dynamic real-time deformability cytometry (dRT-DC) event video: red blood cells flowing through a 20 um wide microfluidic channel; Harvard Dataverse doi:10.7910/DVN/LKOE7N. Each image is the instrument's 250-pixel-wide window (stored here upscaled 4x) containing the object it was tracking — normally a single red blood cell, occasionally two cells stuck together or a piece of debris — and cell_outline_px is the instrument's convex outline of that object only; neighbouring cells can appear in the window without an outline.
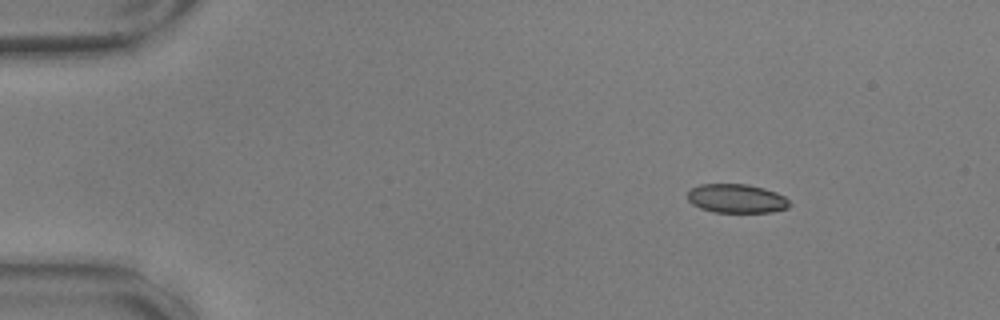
{"species": "common noctule bat (a hibernating species)", "species_latin": "Nyctalus noctula", "temperature_condition": "warm", "stored_images_in_passage": 52, "camera_frame_rate_fps": 3000, "um_per_image_px": 0.085, "animal": {"sex": "male", "body_mass_g": 17.9, "forearm_length_mm": 54.2}, "frame": {"image": 1, "passage_image": 3, "time_ms": 0.667, "image_size_px": [1000, 320], "cell_outline_px": [[792, 204], [788, 208], [772, 212], [712, 212], [700, 208], [692, 204], [688, 200], [688, 192], [692, 188], [700, 184], [748, 184], [764, 188], [776, 192], [784, 196]], "centroid_in_image_um": [62.62, 16.87], "position_along_channel_um": 22.4, "area_um2": 17.28}}
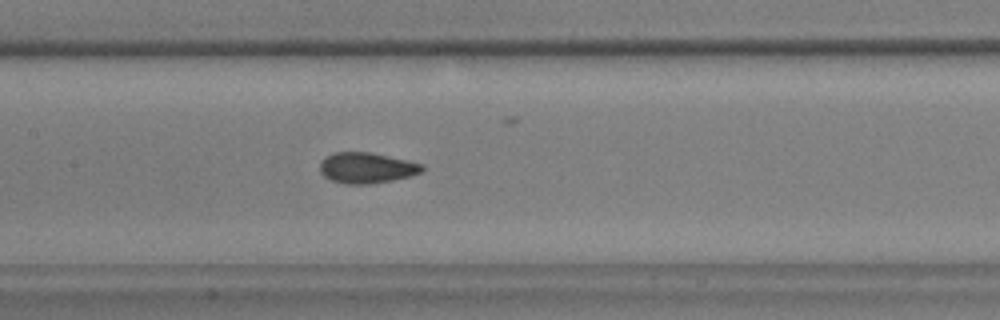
{"frame": {"image": 2, "passage_image": 23, "time_ms": 7.333, "image_size_px": [1000, 320], "cell_outline_px": [[424, 172], [392, 180], [368, 184], [344, 184], [332, 180], [324, 176], [320, 172], [320, 160], [324, 156], [332, 152], [372, 152], [408, 160], [424, 164]], "centroid_in_image_um": [31.15, 14.25], "position_along_channel_um": 176.2, "area_um2": 18.55}}
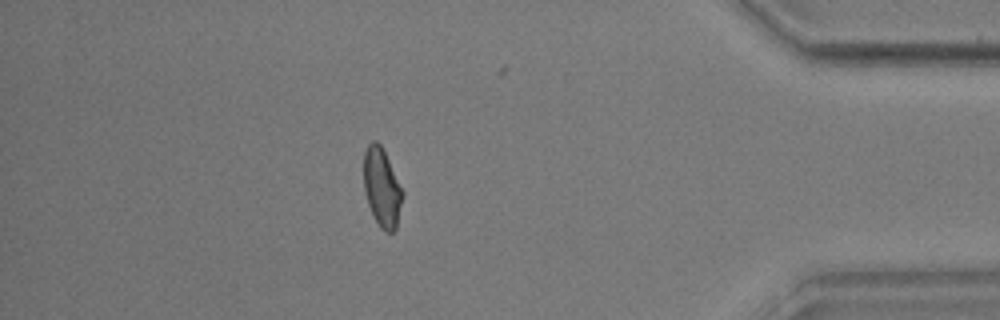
{"frame": {"image": 3, "passage_image": 45, "time_ms": 14.667, "image_size_px": [1000, 320], "cell_outline_px": [[404, 196], [396, 228], [392, 232], [384, 232], [380, 228], [368, 204], [364, 188], [364, 152], [368, 144], [372, 140], [376, 140], [380, 144], [404, 192]], "centroid_in_image_um": [32.47, 15.95], "position_along_channel_um": 402.7, "area_um2": 17.69}, "authors_computed_cell_mechanics": {"area_um2": 18.0336, "velocity_mm_per_s": 3.5983, "shape_relaxation_time_tau1_ms": null, "shape_relaxation_time_tau2_ms": 1.0287, "deformation_change_tau1": null, "deformation_change_tau2": 0.0556}}